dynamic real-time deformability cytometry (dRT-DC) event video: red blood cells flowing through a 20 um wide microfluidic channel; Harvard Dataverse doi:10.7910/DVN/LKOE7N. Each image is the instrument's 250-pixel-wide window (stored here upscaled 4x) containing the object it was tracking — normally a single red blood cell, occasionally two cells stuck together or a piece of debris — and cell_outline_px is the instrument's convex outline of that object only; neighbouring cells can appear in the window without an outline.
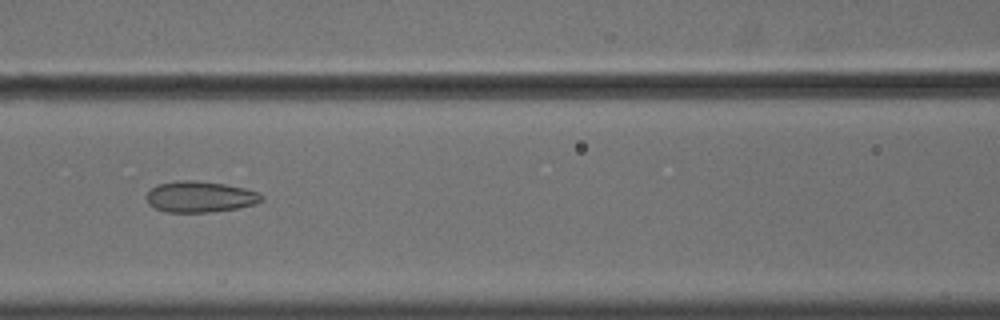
{"species": "common noctule bat (a hibernating species)", "species_latin": "Nyctalus noctula", "temperature_condition": "cold", "stored_images_in_passage": 53, "camera_frame_rate_fps": 3000, "um_per_image_px": 0.085, "animal": {"sex": "male", "body_mass_g": 18.8}, "frame": {"image": 1, "passage_image": 23, "time_ms": 7.333, "image_size_px": [1000, 320], "cell_outline_px": [[264, 200], [256, 204], [236, 208], [212, 212], [164, 212], [148, 204], [144, 196], [156, 184], [176, 180], [196, 180], [224, 184], [244, 188], [260, 192], [264, 196]], "centroid_in_image_um": [17.0, 16.72], "position_along_channel_um": 149.6, "area_um2": 21.15}}
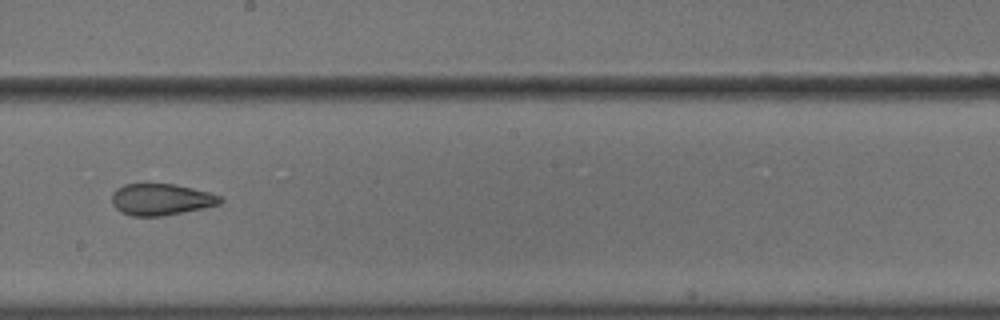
{"frame": {"image": 2, "passage_image": 30, "time_ms": 9.667, "image_size_px": [1000, 320], "cell_outline_px": [[224, 200], [220, 204], [204, 208], [164, 216], [132, 216], [120, 212], [112, 204], [112, 192], [116, 188], [124, 184], [176, 184], [208, 192], [220, 196]], "centroid_in_image_um": [13.68, 16.96], "position_along_channel_um": 234.5, "area_um2": 20.06}}
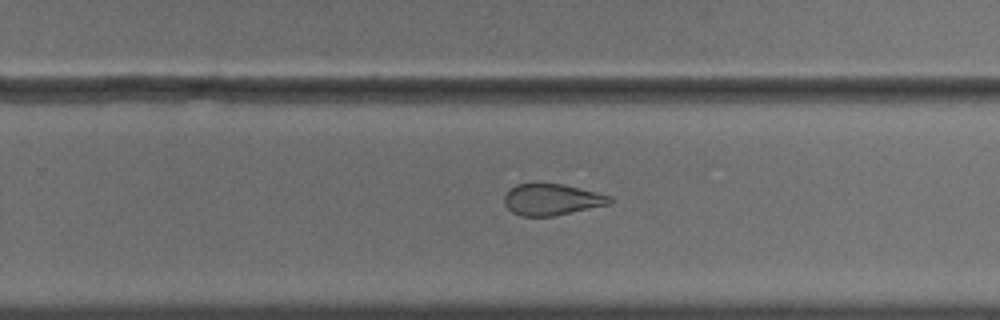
{"frame": {"image": 3, "passage_image": 34, "time_ms": 11.0, "image_size_px": [1000, 320], "cell_outline_px": [[612, 200], [608, 204], [556, 216], [520, 216], [512, 212], [504, 204], [504, 196], [516, 184], [564, 184], [612, 196]], "centroid_in_image_um": [46.9, 16.97], "position_along_channel_um": 282.9, "area_um2": 19.13}, "authors_computed_cell_mechanics": {"area_um2": 24.1026, "velocity_mm_per_s": 3.6377, "shape_relaxation_time_tau1_ms": null, "shape_relaxation_time_tau2_ms": 2.4971, "deformation_change_tau1": null, "deformation_change_tau2": 0.0939}}